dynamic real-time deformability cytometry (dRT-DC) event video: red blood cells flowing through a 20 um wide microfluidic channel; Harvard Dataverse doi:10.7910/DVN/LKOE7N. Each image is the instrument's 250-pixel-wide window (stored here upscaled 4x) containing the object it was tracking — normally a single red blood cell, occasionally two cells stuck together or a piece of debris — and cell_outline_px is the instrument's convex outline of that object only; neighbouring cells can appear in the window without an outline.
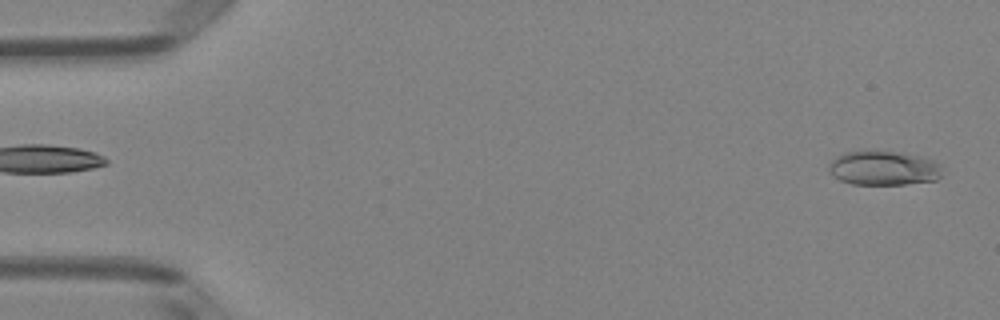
{"species": "Egyptian fruit bat (a non-hibernating species)", "species_latin": "Rousettus aegyptiacus", "temperature_condition": "room temperature", "stored_images_in_passage": 13, "camera_frame_rate_fps": 3000, "um_per_image_px": 0.085, "animal": {"sex": "female"}, "frame": {"image": 1, "passage_image": 1, "time_ms": 0.0, "image_size_px": [1000, 320], "cell_outline_px": [[940, 176], [936, 180], [904, 184], [852, 184], [840, 180], [832, 176], [828, 168], [828, 164], [836, 156], [844, 152], [896, 152], [920, 156], [932, 160], [940, 164]], "centroid_in_image_um": [75.07, 14.3], "position_along_channel_um": 9.9, "area_um2": 22.37}}
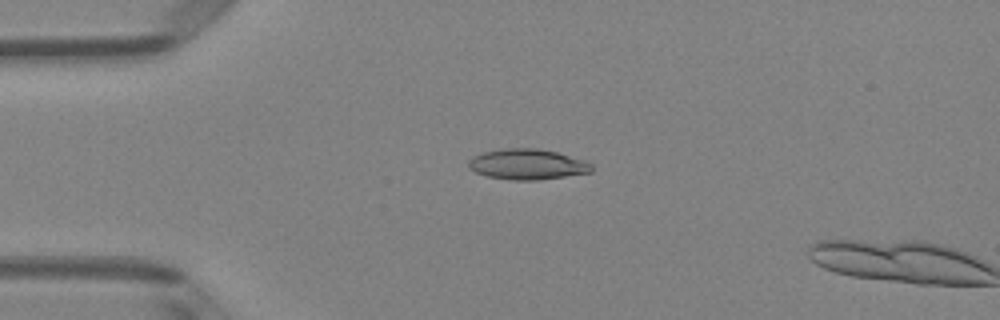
{"frame": {"image": 2, "passage_image": 11, "time_ms": 3.333, "image_size_px": [1000, 320], "cell_outline_px": [[592, 172], [540, 180], [512, 180], [488, 176], [476, 172], [468, 168], [468, 160], [472, 156], [484, 152], [504, 148], [536, 148], [556, 152], [584, 160], [592, 164]], "centroid_in_image_um": [44.81, 13.96], "position_along_channel_um": 40.2, "area_um2": 21.91}}